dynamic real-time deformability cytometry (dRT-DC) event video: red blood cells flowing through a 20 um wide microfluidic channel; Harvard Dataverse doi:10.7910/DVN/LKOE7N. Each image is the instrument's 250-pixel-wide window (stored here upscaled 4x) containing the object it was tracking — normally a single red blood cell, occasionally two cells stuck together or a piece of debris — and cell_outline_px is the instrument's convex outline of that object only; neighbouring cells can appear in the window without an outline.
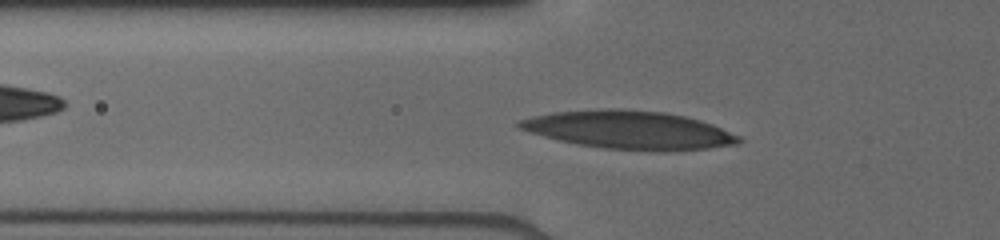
{"species": "human", "species_latin": "Homo sapiens", "temperature_condition": "cold", "stored_images_in_passage": 30, "camera_frame_rate_fps": 3000, "um_per_image_px": 0.085, "donor": {"sex": "male"}, "frame": {"image": 1, "passage_image": 12, "time_ms": 5.333, "image_size_px": [1000, 240], "cell_outline_px": [[744, 140], [740, 144], [708, 148], [660, 152], [656, 152], [604, 148], [576, 144], [544, 136], [520, 128], [516, 124], [516, 120], [532, 116], [552, 112], [608, 108], [620, 108], [664, 112], [684, 116], [700, 120], [712, 124], [740, 136]], "centroid_in_image_um": [53.51, 11.05], "position_along_channel_um": 72.3, "area_um2": 49.13}}
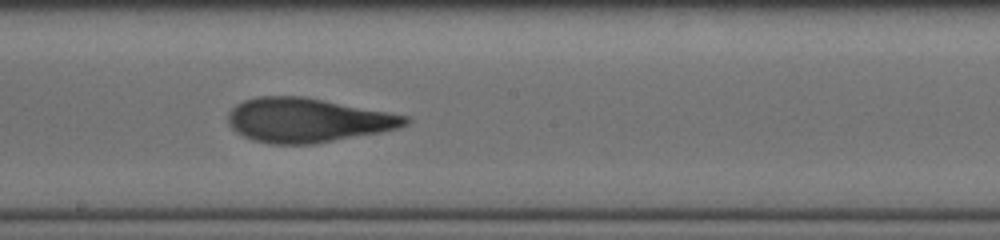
{"frame": {"image": 2, "passage_image": 18, "time_ms": 9.0, "image_size_px": [1000, 240], "cell_outline_px": [[412, 120], [408, 124], [396, 128], [380, 132], [316, 144], [268, 144], [252, 140], [236, 132], [228, 124], [228, 112], [236, 104], [244, 100], [256, 96], [300, 96], [388, 112], [408, 116]], "centroid_in_image_um": [26.1, 10.22], "position_along_channel_um": 222.1, "area_um2": 45.6}}
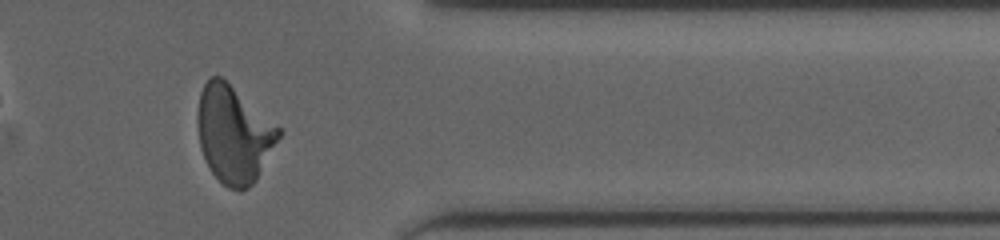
{"frame": {"image": 3, "passage_image": 25, "time_ms": 13.333, "image_size_px": [1000, 240], "cell_outline_px": [[280, 136], [256, 180], [248, 188], [228, 188], [212, 172], [200, 148], [196, 120], [196, 116], [200, 92], [204, 84], [212, 76], [220, 76], [280, 128]], "centroid_in_image_um": [19.84, 11.4], "position_along_channel_um": 391.6, "area_um2": 44.97}}